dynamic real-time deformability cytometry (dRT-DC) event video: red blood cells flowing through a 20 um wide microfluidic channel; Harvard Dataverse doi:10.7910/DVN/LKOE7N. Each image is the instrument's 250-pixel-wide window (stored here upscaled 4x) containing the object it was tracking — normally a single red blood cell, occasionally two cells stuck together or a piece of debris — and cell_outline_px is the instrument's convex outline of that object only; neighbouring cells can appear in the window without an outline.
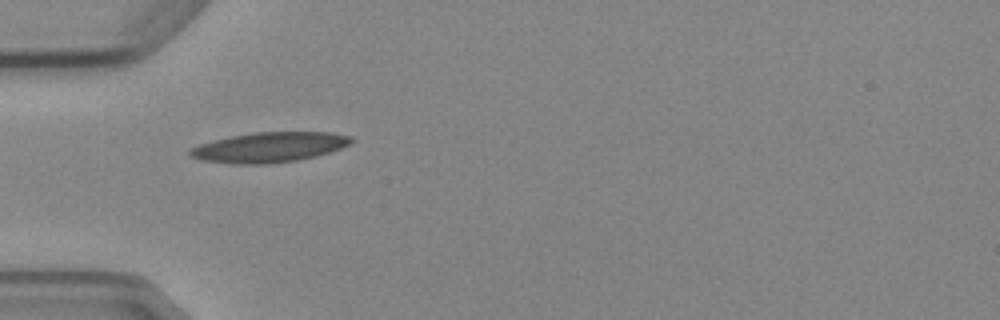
{"species": "Egyptian fruit bat (a non-hibernating species)", "species_latin": "Rousettus aegyptiacus", "temperature_condition": "cold", "stored_images_in_passage": 6, "camera_frame_rate_fps": 3000, "um_per_image_px": 0.085, "animal": {"sex": "female"}, "frame": {"image": 1, "passage_image": 5, "time_ms": 5.0, "image_size_px": [1000, 320], "cell_outline_px": [[356, 140], [340, 148], [316, 156], [300, 160], [268, 164], [236, 164], [200, 160], [188, 156], [188, 148], [212, 140], [252, 132], [332, 132], [352, 136]], "centroid_in_image_um": [22.86, 12.52], "position_along_channel_um": 62.1, "area_um2": 28.55}}
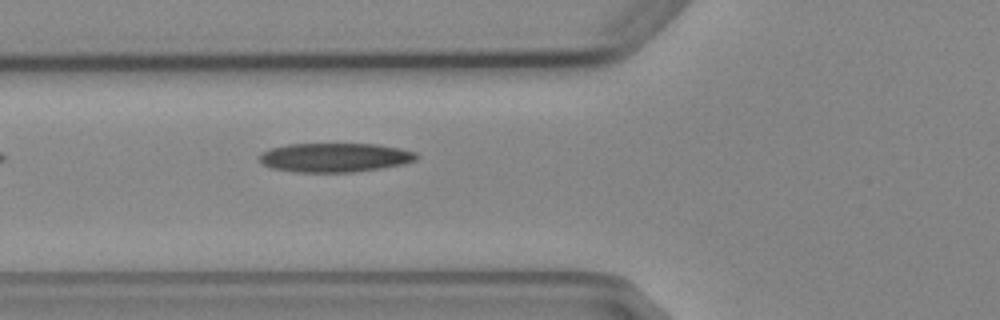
{"frame": {"image": 2, "passage_image": 6, "time_ms": 6.0, "image_size_px": [1000, 320], "cell_outline_px": [[420, 156], [416, 160], [404, 164], [380, 168], [352, 172], [296, 172], [272, 168], [264, 164], [260, 160], [260, 152], [272, 148], [288, 144], [376, 144], [400, 148], [416, 152]], "centroid_in_image_um": [28.49, 13.38], "position_along_channel_um": 97.3, "area_um2": 26.59}}